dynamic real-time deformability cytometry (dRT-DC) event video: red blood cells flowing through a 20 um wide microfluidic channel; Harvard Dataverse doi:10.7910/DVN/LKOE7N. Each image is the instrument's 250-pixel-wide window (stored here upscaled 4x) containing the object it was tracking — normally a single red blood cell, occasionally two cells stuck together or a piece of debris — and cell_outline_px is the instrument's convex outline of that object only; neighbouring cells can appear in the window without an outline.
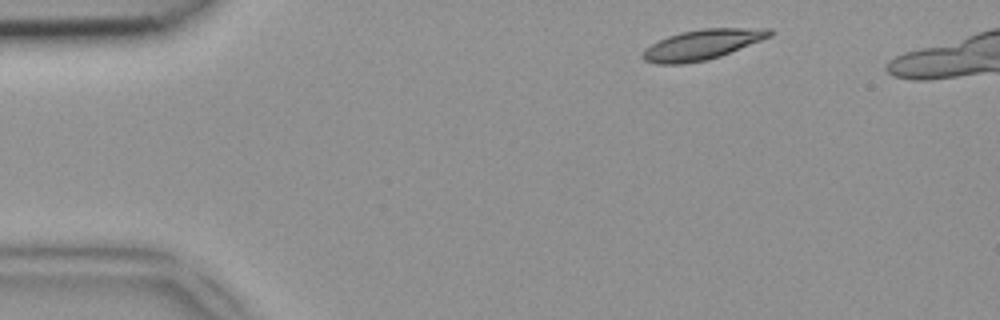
{"species": "common noctule bat (a hibernating species)", "species_latin": "Nyctalus noctula", "temperature_condition": "room temperature", "stored_images_in_passage": 40, "camera_frame_rate_fps": 3000, "um_per_image_px": 0.085, "animal": {"sex": "female", "body_mass_g": 18.4}, "frame": {"image": 1, "passage_image": 3, "time_ms": 0.667, "image_size_px": [1000, 320], "cell_outline_px": [[776, 32], [772, 36], [720, 56], [708, 60], [684, 64], [656, 64], [644, 60], [640, 56], [644, 48], [668, 36], [680, 32], [704, 28], [772, 28]], "centroid_in_image_um": [59.7, 3.79], "position_along_channel_um": 25.3, "area_um2": 22.48}}
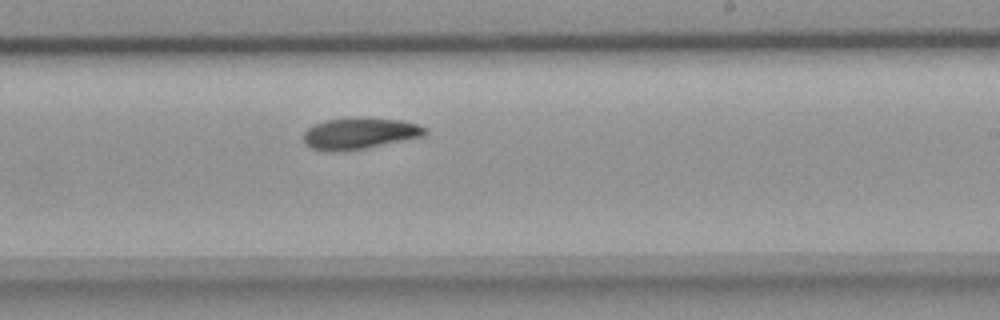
{"frame": {"image": 2, "passage_image": 25, "time_ms": 8.0, "image_size_px": [1000, 320], "cell_outline_px": [[428, 132], [424, 136], [368, 148], [344, 152], [324, 152], [312, 148], [304, 144], [304, 132], [308, 128], [324, 120], [400, 120], [416, 124], [428, 128]], "centroid_in_image_um": [30.55, 11.41], "position_along_channel_um": 258.4, "area_um2": 21.73}}
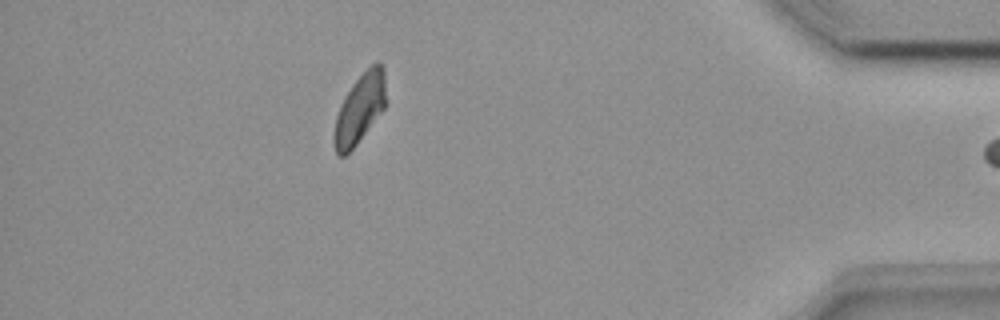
{"frame": {"image": 3, "passage_image": 39, "time_ms": 12.667, "image_size_px": [1000, 320], "cell_outline_px": [[384, 108], [356, 144], [344, 156], [340, 156], [336, 152], [332, 136], [336, 116], [340, 104], [344, 96], [352, 84], [376, 60], [380, 60], [384, 68]], "centroid_in_image_um": [30.54, 9.22], "position_along_channel_um": 404.7, "area_um2": 20.63}}